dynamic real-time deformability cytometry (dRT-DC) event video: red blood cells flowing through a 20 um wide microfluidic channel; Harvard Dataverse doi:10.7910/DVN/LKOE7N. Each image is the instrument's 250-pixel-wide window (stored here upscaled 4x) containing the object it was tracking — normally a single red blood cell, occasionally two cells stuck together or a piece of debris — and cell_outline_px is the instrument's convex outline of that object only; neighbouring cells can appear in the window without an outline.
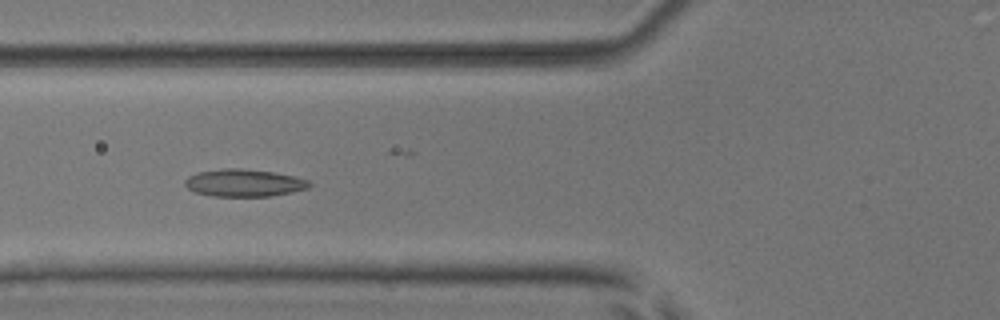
{"species": "common noctule bat (a hibernating species)", "species_latin": "Nyctalus noctula", "temperature_condition": "room temperature", "stored_images_in_passage": 6, "camera_frame_rate_fps": 3000, "um_per_image_px": 0.085, "animal": {"sex": "male", "body_mass_g": 17.9, "forearm_length_mm": 54.2}, "frame": {"image": 1, "passage_image": 6, "time_ms": 6.0, "image_size_px": [1000, 320], "cell_outline_px": [[312, 184], [308, 188], [292, 192], [268, 196], [212, 196], [196, 192], [188, 188], [184, 184], [184, 180], [188, 176], [200, 172], [224, 168], [240, 168], [272, 172], [296, 176], [308, 180]], "centroid_in_image_um": [20.75, 15.54], "position_along_channel_um": 105.0, "area_um2": 19.77}}